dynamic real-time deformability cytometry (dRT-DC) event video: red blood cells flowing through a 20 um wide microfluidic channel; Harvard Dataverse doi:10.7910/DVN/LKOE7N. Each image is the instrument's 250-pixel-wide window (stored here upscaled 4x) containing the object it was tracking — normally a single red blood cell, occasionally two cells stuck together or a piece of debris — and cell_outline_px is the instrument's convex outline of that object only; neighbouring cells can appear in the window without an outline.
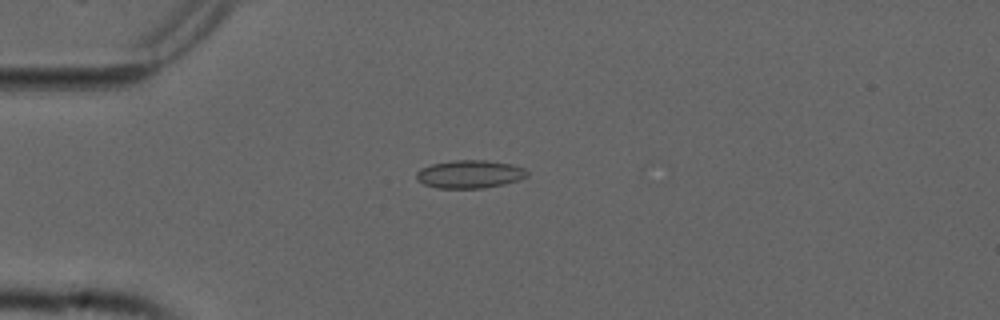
{"species": "common noctule bat (a hibernating species)", "species_latin": "Nyctalus noctula", "temperature_condition": "cold", "stored_images_in_passage": 42, "camera_frame_rate_fps": 3000, "um_per_image_px": 0.085, "animal": {"sex": "male", "forearm_length_mm": 52.5}, "frame": {"image": 1, "passage_image": 2, "time_ms": 0.333, "image_size_px": [1000, 320], "cell_outline_px": [[528, 176], [504, 184], [484, 188], [436, 188], [424, 184], [416, 176], [416, 172], [432, 164], [452, 160], [488, 160], [512, 164], [524, 168], [528, 172]], "centroid_in_image_um": [39.95, 14.8], "position_along_channel_um": 45.0, "area_um2": 17.98}}
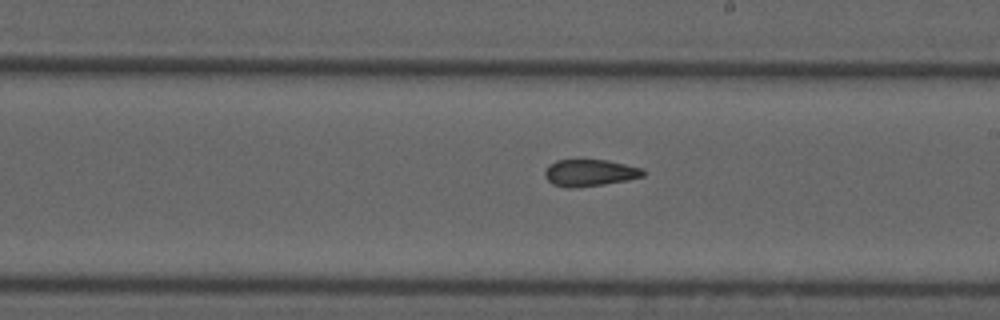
{"frame": {"image": 2, "passage_image": 19, "time_ms": 6.0, "image_size_px": [1000, 320], "cell_outline_px": [[644, 176], [628, 180], [604, 184], [572, 188], [564, 188], [552, 184], [544, 176], [544, 172], [548, 164], [556, 160], [604, 160], [644, 168]], "centroid_in_image_um": [50.1, 14.69], "position_along_channel_um": 238.9, "area_um2": 15.43}}
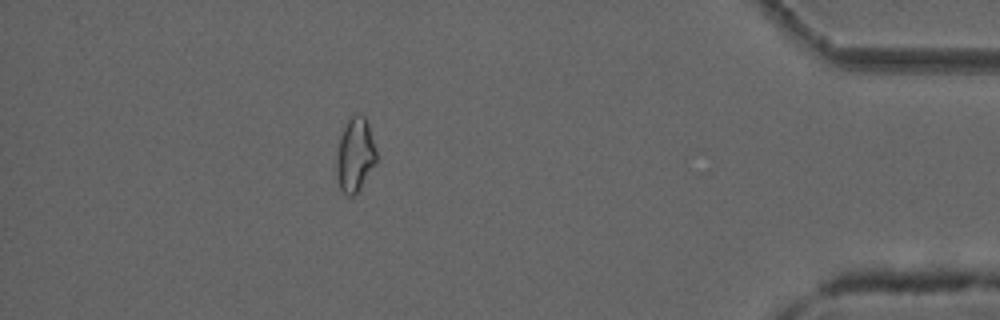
{"frame": {"image": 3, "passage_image": 36, "time_ms": 11.667, "image_size_px": [1000, 320], "cell_outline_px": [[376, 164], [356, 196], [348, 196], [340, 188], [336, 172], [336, 156], [340, 136], [348, 120], [356, 112], [364, 116], [368, 124], [376, 152]], "centroid_in_image_um": [30.18, 13.2], "position_along_channel_um": 405.0, "area_um2": 17.28}, "authors_computed_cell_mechanics": {"area_um2": 16.2418, "velocity_mm_per_s": 3.7718, "shape_relaxation_time_tau1_ms": null, "shape_relaxation_time_tau2_ms": 2.5265, "deformation_change_tau1": null, "deformation_change_tau2": 0.0778}}